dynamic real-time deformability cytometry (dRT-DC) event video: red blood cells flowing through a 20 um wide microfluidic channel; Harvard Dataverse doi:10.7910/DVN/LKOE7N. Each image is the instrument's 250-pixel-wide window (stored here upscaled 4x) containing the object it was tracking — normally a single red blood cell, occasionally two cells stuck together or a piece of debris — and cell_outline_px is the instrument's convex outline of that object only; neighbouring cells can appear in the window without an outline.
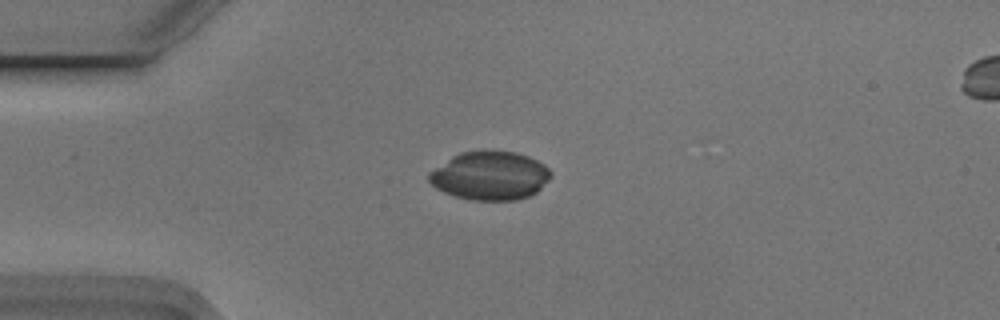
{"species": "Egyptian fruit bat (a non-hibernating species)", "species_latin": "Rousettus aegyptiacus", "temperature_condition": "cold", "stored_images_in_passage": 6, "camera_frame_rate_fps": 3000, "um_per_image_px": 0.085, "animal": {"sex": "male"}, "frame": {"image": 1, "passage_image": 6, "time_ms": 1.667, "image_size_px": [1000, 320], "cell_outline_px": [[552, 176], [536, 192], [528, 196], [516, 200], [472, 200], [456, 196], [444, 192], [436, 188], [428, 180], [428, 172], [452, 156], [460, 152], [484, 148], [488, 148], [516, 152], [528, 156], [544, 164], [552, 172]], "centroid_in_image_um": [41.64, 14.89], "position_along_channel_um": 43.4, "area_um2": 35.03}}